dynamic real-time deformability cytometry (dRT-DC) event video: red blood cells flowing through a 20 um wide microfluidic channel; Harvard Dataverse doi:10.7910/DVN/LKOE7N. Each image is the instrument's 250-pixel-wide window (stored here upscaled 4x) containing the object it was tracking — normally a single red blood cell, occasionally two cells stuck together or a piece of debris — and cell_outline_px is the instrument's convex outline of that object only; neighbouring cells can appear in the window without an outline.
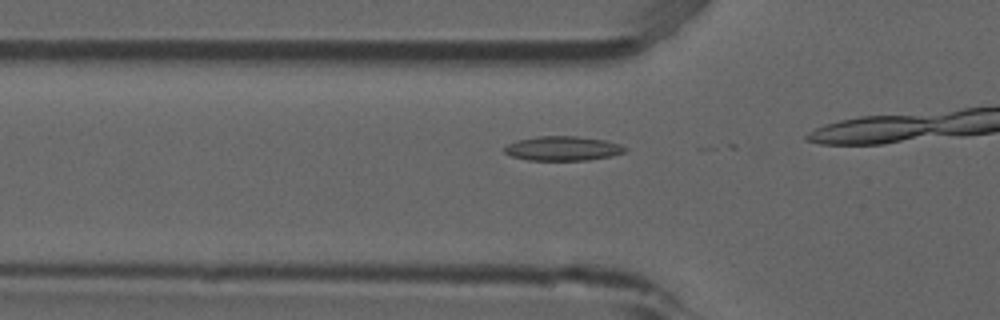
{"species": "common noctule bat (a hibernating species)", "species_latin": "Nyctalus noctula", "temperature_condition": "room temperature", "stored_images_in_passage": 4, "camera_frame_rate_fps": 3000, "um_per_image_px": 0.085, "animal": {"sex": "male", "forearm_length_mm": 52.5}, "frame": {"image": 1, "passage_image": 3, "time_ms": 0.667, "image_size_px": [1000, 320], "cell_outline_px": [[628, 148], [624, 152], [612, 156], [588, 160], [528, 160], [512, 156], [504, 152], [504, 148], [508, 144], [516, 140], [536, 136], [576, 136], [604, 140], [620, 144]], "centroid_in_image_um": [47.84, 12.61], "position_along_channel_um": 78.0, "area_um2": 17.17}}